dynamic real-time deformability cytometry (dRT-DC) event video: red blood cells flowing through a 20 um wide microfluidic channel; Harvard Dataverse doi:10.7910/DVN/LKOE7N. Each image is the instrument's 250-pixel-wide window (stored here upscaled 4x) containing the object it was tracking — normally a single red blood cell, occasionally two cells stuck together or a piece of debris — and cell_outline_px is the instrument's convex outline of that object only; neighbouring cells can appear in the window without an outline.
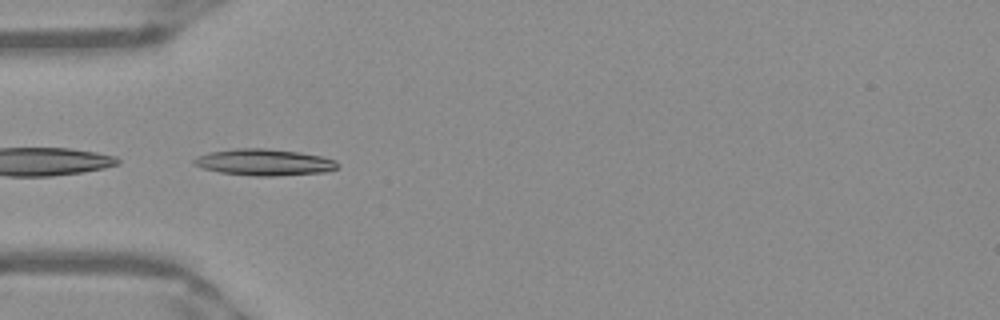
{"species": "Egyptian fruit bat (a non-hibernating species)", "species_latin": "Rousettus aegyptiacus", "temperature_condition": "warm", "stored_images_in_passage": 39, "camera_frame_rate_fps": 3000, "um_per_image_px": 0.085, "frame": {"image": 1, "passage_image": 8, "time_ms": 2.333, "image_size_px": [1000, 320], "cell_outline_px": [[340, 164], [336, 168], [324, 172], [276, 176], [252, 176], [220, 172], [204, 168], [192, 164], [192, 160], [208, 152], [236, 148], [264, 148], [296, 152], [320, 156], [336, 160]], "centroid_in_image_um": [22.44, 13.79], "position_along_channel_um": 62.6, "area_um2": 22.02}}
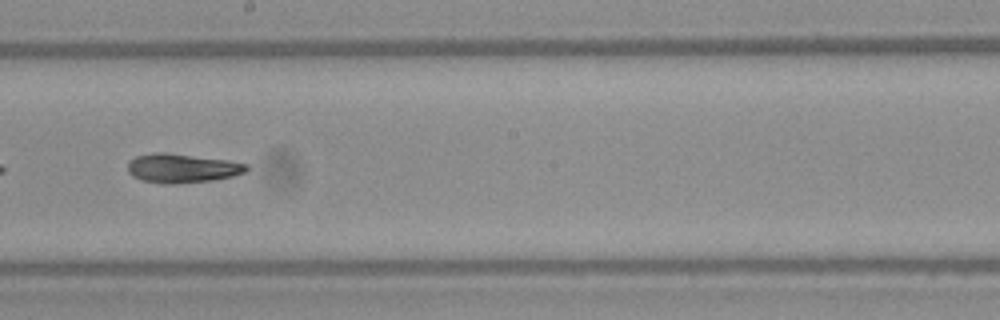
{"frame": {"image": 2, "passage_image": 21, "time_ms": 6.667, "image_size_px": [1000, 320], "cell_outline_px": [[248, 168], [244, 172], [232, 176], [212, 180], [176, 184], [164, 184], [140, 180], [132, 176], [128, 172], [128, 160], [136, 156], [152, 152], [164, 152], [228, 160], [248, 164]], "centroid_in_image_um": [15.42, 14.3], "position_along_channel_um": 232.8, "area_um2": 20.23}}
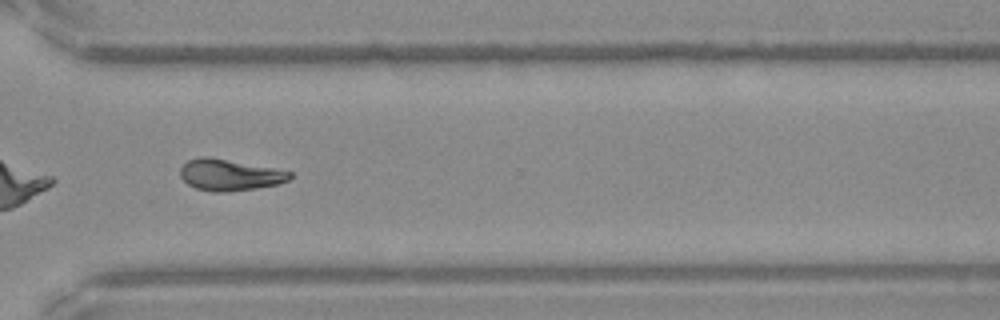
{"frame": {"image": 3, "passage_image": 30, "time_ms": 9.667, "image_size_px": [1000, 320], "cell_outline_px": [[292, 176], [288, 180], [276, 184], [256, 188], [224, 192], [216, 192], [196, 188], [188, 184], [180, 176], [180, 168], [188, 160], [200, 156], [208, 156], [272, 168], [292, 172]], "centroid_in_image_um": [19.48, 14.86], "position_along_channel_um": 351.1, "area_um2": 19.77}, "authors_computed_cell_mechanics": {"area_um2": 19.8254, "velocity_mm_per_s": 3.9468, "shape_relaxation_time_tau1_ms": null, "shape_relaxation_time_tau2_ms": 8.9017, "deformation_change_tau1": null, "deformation_change_tau2": 0.1634}}